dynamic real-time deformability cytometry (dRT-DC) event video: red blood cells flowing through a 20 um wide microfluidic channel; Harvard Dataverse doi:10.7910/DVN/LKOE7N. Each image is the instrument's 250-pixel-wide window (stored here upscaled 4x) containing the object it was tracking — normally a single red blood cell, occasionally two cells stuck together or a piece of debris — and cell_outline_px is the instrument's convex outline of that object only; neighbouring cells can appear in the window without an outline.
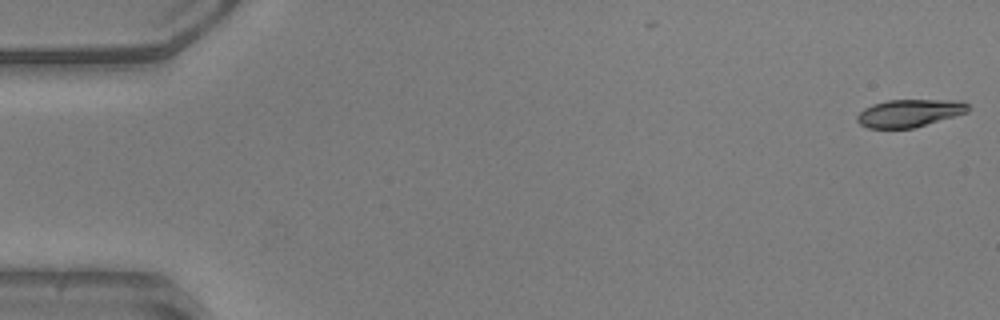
{"species": "common noctule bat (a hibernating species)", "species_latin": "Nyctalus noctula", "temperature_condition": "warm", "stored_images_in_passage": 9, "camera_frame_rate_fps": 3000, "um_per_image_px": 0.085, "animal": {"sex": "male", "body_mass_g": 20.5, "forearm_length_mm": 52.5}, "frame": {"image": 1, "passage_image": 1, "time_ms": 0.0, "image_size_px": [1000, 320], "cell_outline_px": [[972, 108], [968, 112], [912, 128], [868, 128], [860, 124], [856, 120], [856, 116], [864, 108], [872, 104], [888, 100], [960, 100], [968, 104]], "centroid_in_image_um": [77.3, 9.6], "position_along_channel_um": 7.7, "area_um2": 17.86}}